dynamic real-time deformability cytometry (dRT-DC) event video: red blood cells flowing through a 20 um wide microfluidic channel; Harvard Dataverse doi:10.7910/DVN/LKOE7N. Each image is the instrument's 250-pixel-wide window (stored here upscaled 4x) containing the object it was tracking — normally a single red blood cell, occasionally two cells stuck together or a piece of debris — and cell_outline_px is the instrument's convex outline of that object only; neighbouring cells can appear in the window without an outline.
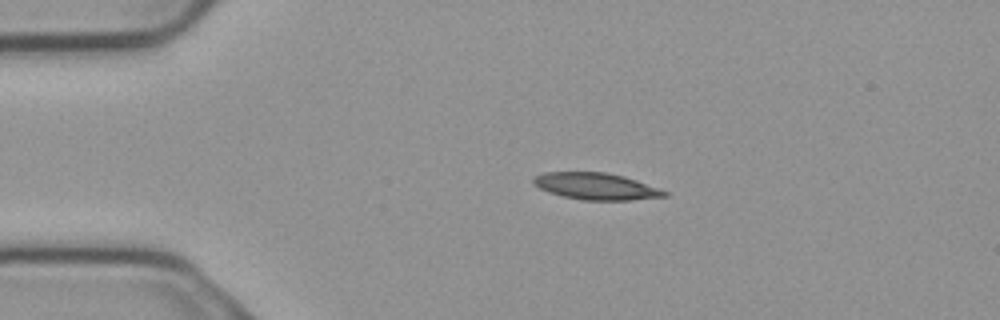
{"species": "common noctule bat (a hibernating species)", "species_latin": "Nyctalus noctula", "temperature_condition": "cold", "stored_images_in_passage": 3, "camera_frame_rate_fps": 3000, "um_per_image_px": 0.085, "animal": {"sex": "male", "body_mass_g": 23.1, "forearm_length_mm": 52.7}, "frame": {"image": 1, "passage_image": 2, "time_ms": 0.333, "image_size_px": [1000, 320], "cell_outline_px": [[668, 196], [628, 200], [584, 200], [564, 196], [548, 192], [532, 184], [532, 180], [536, 176], [544, 172], [604, 172], [624, 176], [636, 180], [668, 192]], "centroid_in_image_um": [50.64, 15.83], "position_along_channel_um": 34.4, "area_um2": 20.23}}